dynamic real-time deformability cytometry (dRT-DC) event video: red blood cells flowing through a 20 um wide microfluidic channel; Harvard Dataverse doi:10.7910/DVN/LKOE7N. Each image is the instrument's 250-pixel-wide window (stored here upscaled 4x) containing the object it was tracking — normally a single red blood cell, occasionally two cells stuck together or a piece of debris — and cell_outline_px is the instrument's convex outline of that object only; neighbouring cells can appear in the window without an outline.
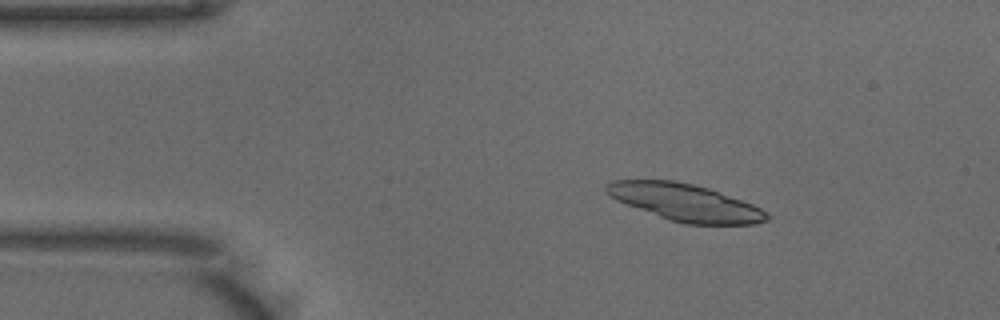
{"species": "common noctule bat (a hibernating species)", "species_latin": "Nyctalus noctula", "temperature_condition": "warm", "stored_images_in_passage": 14, "camera_frame_rate_fps": 3000, "um_per_image_px": 0.085, "animal": {"sex": "male", "body_mass_g": 18.8}, "frame": {"image": 1, "passage_image": 8, "time_ms": 2.333, "image_size_px": [1000, 320], "cell_outline_px": [[768, 220], [756, 224], [684, 224], [668, 220], [616, 200], [604, 192], [604, 184], [616, 180], [672, 180], [692, 184], [708, 188], [720, 192], [752, 204], [768, 212]], "centroid_in_image_um": [58.21, 17.21], "position_along_channel_um": 26.8, "area_um2": 34.62}}